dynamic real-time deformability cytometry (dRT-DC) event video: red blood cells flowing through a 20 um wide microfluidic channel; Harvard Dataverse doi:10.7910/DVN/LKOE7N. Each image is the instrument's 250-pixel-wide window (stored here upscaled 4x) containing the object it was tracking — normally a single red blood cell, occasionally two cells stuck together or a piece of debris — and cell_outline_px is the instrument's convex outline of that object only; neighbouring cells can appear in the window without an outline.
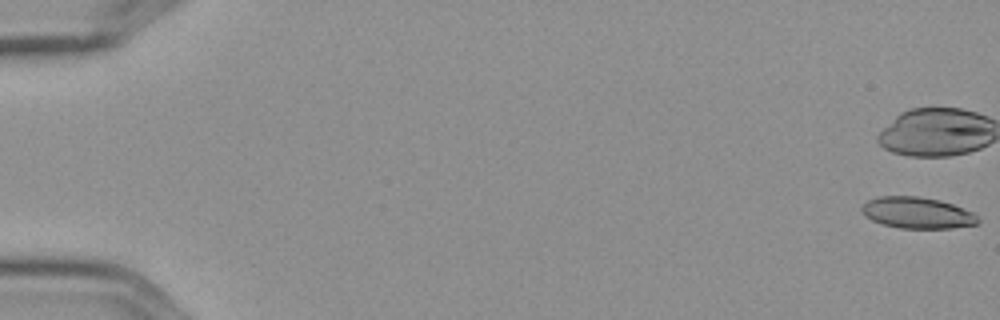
{"species": "Egyptian fruit bat (a non-hibernating species)", "species_latin": "Rousettus aegyptiacus", "temperature_condition": "cold", "stored_images_in_passage": 4, "camera_frame_rate_fps": 3000, "um_per_image_px": 0.085, "frame": {"image": 1, "passage_image": 1, "time_ms": 0.0, "image_size_px": [1000, 320], "cell_outline_px": [[980, 220], [976, 224], [952, 228], [900, 228], [884, 224], [872, 220], [864, 216], [860, 208], [868, 200], [880, 196], [920, 196], [940, 200], [952, 204], [972, 212]], "centroid_in_image_um": [77.94, 18.08], "position_along_channel_um": 7.1, "area_um2": 21.1}}